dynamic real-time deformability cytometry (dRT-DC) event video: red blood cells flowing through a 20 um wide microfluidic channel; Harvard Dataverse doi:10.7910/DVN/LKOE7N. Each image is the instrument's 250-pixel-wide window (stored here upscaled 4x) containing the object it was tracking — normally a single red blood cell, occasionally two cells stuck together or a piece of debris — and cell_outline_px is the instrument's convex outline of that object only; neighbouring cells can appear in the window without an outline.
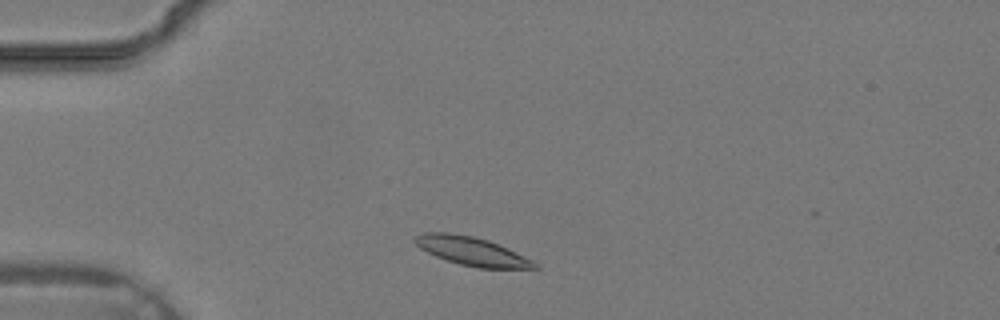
{"species": "common noctule bat (a hibernating species)", "species_latin": "Nyctalus noctula", "temperature_condition": "warm", "stored_images_in_passage": 30, "camera_frame_rate_fps": 3000, "um_per_image_px": 0.085, "animal": {"sex": "male", "body_mass_g": 19.2, "forearm_length_mm": 51.8}, "frame": {"image": 1, "passage_image": 3, "time_ms": 0.667, "image_size_px": [1000, 320], "cell_outline_px": [[540, 268], [476, 268], [460, 264], [436, 256], [420, 248], [412, 240], [412, 236], [424, 232], [448, 232], [472, 236], [488, 240], [532, 260], [540, 264]], "centroid_in_image_um": [40.06, 21.34], "position_along_channel_um": 44.9, "area_um2": 19.77}}
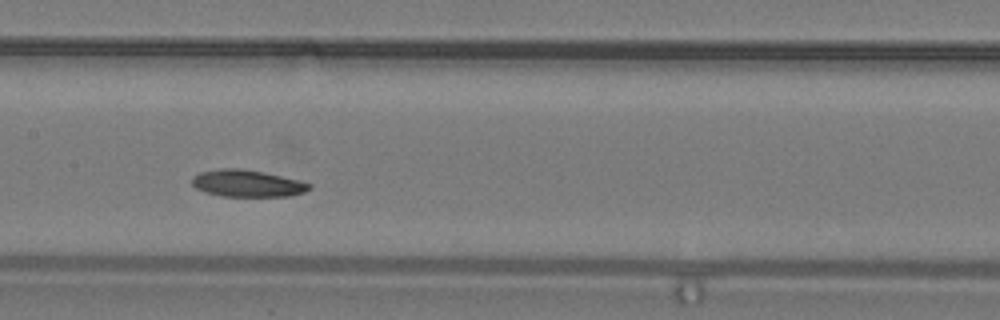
{"frame": {"image": 2, "passage_image": 12, "time_ms": 3.667, "image_size_px": [1000, 320], "cell_outline_px": [[312, 188], [304, 192], [292, 196], [220, 196], [204, 192], [196, 188], [192, 184], [192, 176], [200, 172], [220, 168], [240, 168], [300, 180], [312, 184]], "centroid_in_image_um": [21.01, 15.59], "position_along_channel_um": 186.4, "area_um2": 18.44}}
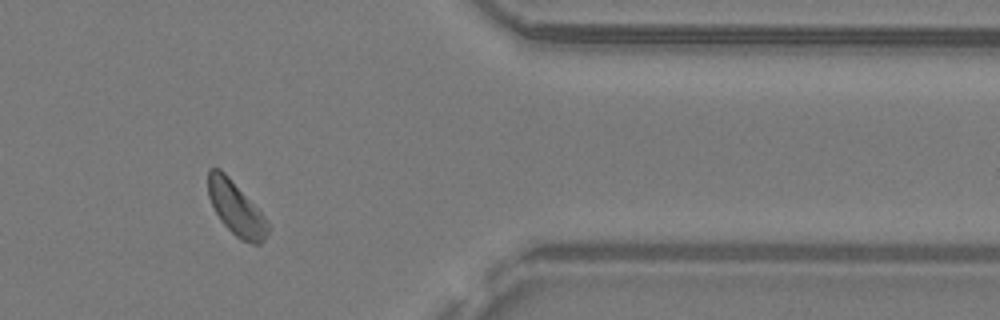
{"frame": {"image": 3, "passage_image": 24, "time_ms": 7.667, "image_size_px": [1000, 320], "cell_outline_px": [[268, 232], [264, 240], [260, 244], [252, 244], [240, 240], [220, 220], [208, 196], [208, 168], [220, 168], [228, 176], [268, 220]], "centroid_in_image_um": [20.06, 17.73], "position_along_channel_um": 391.3, "area_um2": 18.44}}